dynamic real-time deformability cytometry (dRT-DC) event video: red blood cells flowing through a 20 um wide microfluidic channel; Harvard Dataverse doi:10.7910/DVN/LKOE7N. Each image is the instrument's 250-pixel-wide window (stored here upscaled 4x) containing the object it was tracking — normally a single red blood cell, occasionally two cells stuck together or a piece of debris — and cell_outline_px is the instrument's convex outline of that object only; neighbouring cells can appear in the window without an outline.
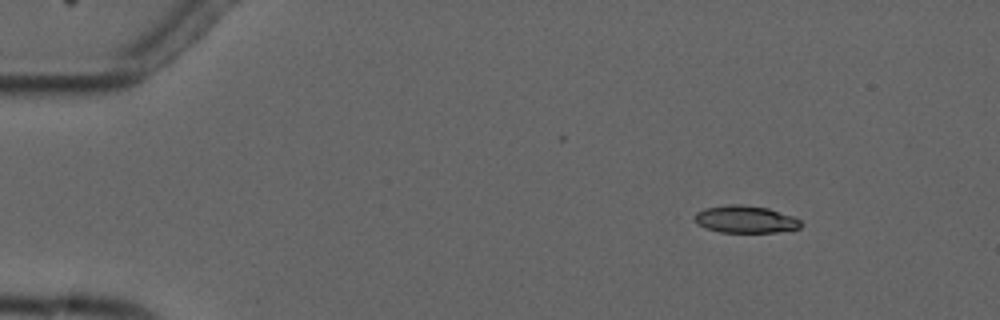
{"species": "common noctule bat (a hibernating species)", "species_latin": "Nyctalus noctula", "temperature_condition": "cold", "stored_images_in_passage": 5, "camera_frame_rate_fps": 3000, "um_per_image_px": 0.085, "animal": {"sex": "male", "forearm_length_mm": 52.5}, "frame": {"image": 1, "passage_image": 2, "time_ms": 1.333, "image_size_px": [1000, 320], "cell_outline_px": [[804, 224], [800, 228], [776, 232], [720, 232], [696, 224], [688, 216], [704, 208], [728, 204], [740, 204], [768, 208], [792, 216], [800, 220]], "centroid_in_image_um": [63.29, 18.63], "position_along_channel_um": 21.7, "area_um2": 17.17}}
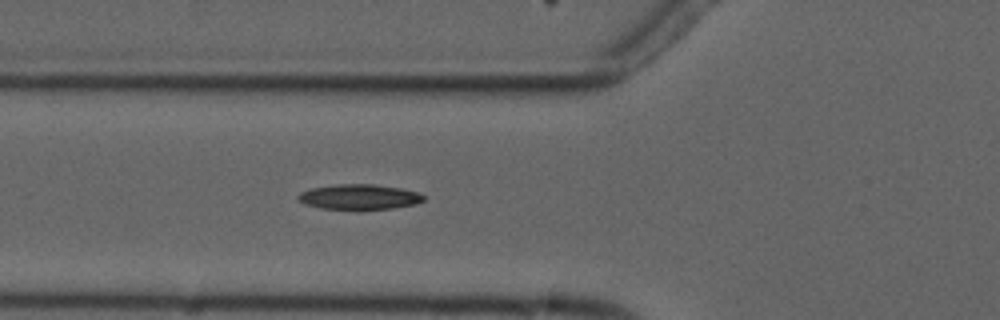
{"frame": {"image": 2, "passage_image": 5, "time_ms": 5.667, "image_size_px": [1000, 320], "cell_outline_px": [[424, 200], [416, 204], [392, 208], [324, 208], [308, 204], [296, 200], [296, 196], [300, 192], [312, 188], [336, 184], [376, 184], [400, 188], [416, 192], [424, 196]], "centroid_in_image_um": [30.52, 16.71], "position_along_channel_um": 95.3, "area_um2": 17.98}}